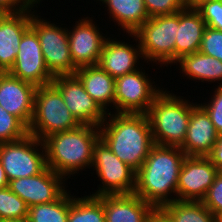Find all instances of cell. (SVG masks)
Returning <instances> with one entry per match:
<instances>
[{"instance_id":"cell-1","label":"cell","mask_w":222,"mask_h":222,"mask_svg":"<svg viewBox=\"0 0 222 222\" xmlns=\"http://www.w3.org/2000/svg\"><path fill=\"white\" fill-rule=\"evenodd\" d=\"M186 154L180 147L154 145L135 176L134 193L162 209L177 200V183Z\"/></svg>"},{"instance_id":"cell-2","label":"cell","mask_w":222,"mask_h":222,"mask_svg":"<svg viewBox=\"0 0 222 222\" xmlns=\"http://www.w3.org/2000/svg\"><path fill=\"white\" fill-rule=\"evenodd\" d=\"M99 131L110 150L135 172L155 145L147 114L107 113Z\"/></svg>"},{"instance_id":"cell-3","label":"cell","mask_w":222,"mask_h":222,"mask_svg":"<svg viewBox=\"0 0 222 222\" xmlns=\"http://www.w3.org/2000/svg\"><path fill=\"white\" fill-rule=\"evenodd\" d=\"M99 139V127L88 124L50 134L42 140L46 166L66 180L87 168L90 170L94 146Z\"/></svg>"},{"instance_id":"cell-4","label":"cell","mask_w":222,"mask_h":222,"mask_svg":"<svg viewBox=\"0 0 222 222\" xmlns=\"http://www.w3.org/2000/svg\"><path fill=\"white\" fill-rule=\"evenodd\" d=\"M164 89L150 105L147 117L154 144L181 147L185 140L191 109L197 103ZM171 92V93H170Z\"/></svg>"},{"instance_id":"cell-5","label":"cell","mask_w":222,"mask_h":222,"mask_svg":"<svg viewBox=\"0 0 222 222\" xmlns=\"http://www.w3.org/2000/svg\"><path fill=\"white\" fill-rule=\"evenodd\" d=\"M179 26V12L155 16L144 22L134 33L144 63L163 68L175 62V41ZM154 63V64H153ZM160 65V66H158ZM165 65V66H164Z\"/></svg>"},{"instance_id":"cell-6","label":"cell","mask_w":222,"mask_h":222,"mask_svg":"<svg viewBox=\"0 0 222 222\" xmlns=\"http://www.w3.org/2000/svg\"><path fill=\"white\" fill-rule=\"evenodd\" d=\"M81 125L67 108L59 90L52 84L36 88L34 112L28 133L43 140L50 134Z\"/></svg>"},{"instance_id":"cell-7","label":"cell","mask_w":222,"mask_h":222,"mask_svg":"<svg viewBox=\"0 0 222 222\" xmlns=\"http://www.w3.org/2000/svg\"><path fill=\"white\" fill-rule=\"evenodd\" d=\"M37 10L31 8V28L39 38L49 73L53 77L74 75L77 68L70 54L67 26L61 27L64 25L62 22L53 23L51 20L48 21L49 19L46 20V17L40 16L41 12L37 13Z\"/></svg>"},{"instance_id":"cell-8","label":"cell","mask_w":222,"mask_h":222,"mask_svg":"<svg viewBox=\"0 0 222 222\" xmlns=\"http://www.w3.org/2000/svg\"><path fill=\"white\" fill-rule=\"evenodd\" d=\"M92 171H95L97 190L90 192L91 196L132 194L135 190L136 172L122 162L100 138L95 146L92 161ZM92 193V194H91Z\"/></svg>"},{"instance_id":"cell-9","label":"cell","mask_w":222,"mask_h":222,"mask_svg":"<svg viewBox=\"0 0 222 222\" xmlns=\"http://www.w3.org/2000/svg\"><path fill=\"white\" fill-rule=\"evenodd\" d=\"M0 161L9 181L38 175L47 167L43 141L27 134L22 139L0 143Z\"/></svg>"},{"instance_id":"cell-10","label":"cell","mask_w":222,"mask_h":222,"mask_svg":"<svg viewBox=\"0 0 222 222\" xmlns=\"http://www.w3.org/2000/svg\"><path fill=\"white\" fill-rule=\"evenodd\" d=\"M145 71L141 66L135 72L115 78L112 113L146 114L148 112L155 97L164 87L157 85V80L155 82V79Z\"/></svg>"},{"instance_id":"cell-11","label":"cell","mask_w":222,"mask_h":222,"mask_svg":"<svg viewBox=\"0 0 222 222\" xmlns=\"http://www.w3.org/2000/svg\"><path fill=\"white\" fill-rule=\"evenodd\" d=\"M81 18L75 21L72 29L69 26L70 30L67 28L70 54L77 69L97 65L103 45L109 37L102 32L103 28H99L94 16Z\"/></svg>"},{"instance_id":"cell-12","label":"cell","mask_w":222,"mask_h":222,"mask_svg":"<svg viewBox=\"0 0 222 222\" xmlns=\"http://www.w3.org/2000/svg\"><path fill=\"white\" fill-rule=\"evenodd\" d=\"M8 73L36 87L48 85L54 79L46 66L39 38L31 27L23 34L16 60Z\"/></svg>"},{"instance_id":"cell-13","label":"cell","mask_w":222,"mask_h":222,"mask_svg":"<svg viewBox=\"0 0 222 222\" xmlns=\"http://www.w3.org/2000/svg\"><path fill=\"white\" fill-rule=\"evenodd\" d=\"M60 92L71 114L80 124L99 127L107 113L85 91L75 75L56 76L51 82Z\"/></svg>"},{"instance_id":"cell-14","label":"cell","mask_w":222,"mask_h":222,"mask_svg":"<svg viewBox=\"0 0 222 222\" xmlns=\"http://www.w3.org/2000/svg\"><path fill=\"white\" fill-rule=\"evenodd\" d=\"M219 170L209 157L186 156L177 183V200L202 201Z\"/></svg>"},{"instance_id":"cell-15","label":"cell","mask_w":222,"mask_h":222,"mask_svg":"<svg viewBox=\"0 0 222 222\" xmlns=\"http://www.w3.org/2000/svg\"><path fill=\"white\" fill-rule=\"evenodd\" d=\"M66 181L63 176L46 167L38 175L9 181L8 188L31 207L56 201L69 187Z\"/></svg>"},{"instance_id":"cell-16","label":"cell","mask_w":222,"mask_h":222,"mask_svg":"<svg viewBox=\"0 0 222 222\" xmlns=\"http://www.w3.org/2000/svg\"><path fill=\"white\" fill-rule=\"evenodd\" d=\"M125 35L133 39V41H130L131 44L130 42L128 43V40L126 42L120 40V38L117 39V37L113 38L115 36L114 34L109 35L103 45L97 64L114 79L124 74L135 72L140 69L141 66H145L142 62L144 58L136 37L133 34ZM134 41L137 44H132ZM140 61L141 63H139Z\"/></svg>"},{"instance_id":"cell-17","label":"cell","mask_w":222,"mask_h":222,"mask_svg":"<svg viewBox=\"0 0 222 222\" xmlns=\"http://www.w3.org/2000/svg\"><path fill=\"white\" fill-rule=\"evenodd\" d=\"M36 88L8 72H0V106L27 128L33 117Z\"/></svg>"},{"instance_id":"cell-18","label":"cell","mask_w":222,"mask_h":222,"mask_svg":"<svg viewBox=\"0 0 222 222\" xmlns=\"http://www.w3.org/2000/svg\"><path fill=\"white\" fill-rule=\"evenodd\" d=\"M199 102L191 109L185 140L180 149L186 156L208 157L216 144L218 133L209 114Z\"/></svg>"},{"instance_id":"cell-19","label":"cell","mask_w":222,"mask_h":222,"mask_svg":"<svg viewBox=\"0 0 222 222\" xmlns=\"http://www.w3.org/2000/svg\"><path fill=\"white\" fill-rule=\"evenodd\" d=\"M31 27V7L0 14V72H8L17 57L23 34Z\"/></svg>"},{"instance_id":"cell-20","label":"cell","mask_w":222,"mask_h":222,"mask_svg":"<svg viewBox=\"0 0 222 222\" xmlns=\"http://www.w3.org/2000/svg\"><path fill=\"white\" fill-rule=\"evenodd\" d=\"M96 197L103 204L105 222H150L156 210L135 193Z\"/></svg>"},{"instance_id":"cell-21","label":"cell","mask_w":222,"mask_h":222,"mask_svg":"<svg viewBox=\"0 0 222 222\" xmlns=\"http://www.w3.org/2000/svg\"><path fill=\"white\" fill-rule=\"evenodd\" d=\"M206 23L200 13L186 6L179 11V26L175 41V61L181 56L199 52Z\"/></svg>"},{"instance_id":"cell-22","label":"cell","mask_w":222,"mask_h":222,"mask_svg":"<svg viewBox=\"0 0 222 222\" xmlns=\"http://www.w3.org/2000/svg\"><path fill=\"white\" fill-rule=\"evenodd\" d=\"M95 1V0H94ZM107 11L109 21H113L117 31L133 34L150 17L146 11L144 0H96ZM120 27V28H119ZM122 29V30H121ZM121 30V31H120Z\"/></svg>"},{"instance_id":"cell-23","label":"cell","mask_w":222,"mask_h":222,"mask_svg":"<svg viewBox=\"0 0 222 222\" xmlns=\"http://www.w3.org/2000/svg\"><path fill=\"white\" fill-rule=\"evenodd\" d=\"M173 65L180 70V77H187L193 82L218 83L214 87H222V61L201 52L181 56ZM180 68V69H179ZM182 72V73H181ZM196 80V81H195Z\"/></svg>"},{"instance_id":"cell-24","label":"cell","mask_w":222,"mask_h":222,"mask_svg":"<svg viewBox=\"0 0 222 222\" xmlns=\"http://www.w3.org/2000/svg\"><path fill=\"white\" fill-rule=\"evenodd\" d=\"M74 75L106 113L114 110L115 79L112 76L98 65L80 67Z\"/></svg>"},{"instance_id":"cell-25","label":"cell","mask_w":222,"mask_h":222,"mask_svg":"<svg viewBox=\"0 0 222 222\" xmlns=\"http://www.w3.org/2000/svg\"><path fill=\"white\" fill-rule=\"evenodd\" d=\"M71 193L67 222H105L103 204L96 196Z\"/></svg>"},{"instance_id":"cell-26","label":"cell","mask_w":222,"mask_h":222,"mask_svg":"<svg viewBox=\"0 0 222 222\" xmlns=\"http://www.w3.org/2000/svg\"><path fill=\"white\" fill-rule=\"evenodd\" d=\"M175 222H218L201 201H173L162 208Z\"/></svg>"},{"instance_id":"cell-27","label":"cell","mask_w":222,"mask_h":222,"mask_svg":"<svg viewBox=\"0 0 222 222\" xmlns=\"http://www.w3.org/2000/svg\"><path fill=\"white\" fill-rule=\"evenodd\" d=\"M70 191L67 189L56 201L28 207L29 222H67L70 207Z\"/></svg>"},{"instance_id":"cell-28","label":"cell","mask_w":222,"mask_h":222,"mask_svg":"<svg viewBox=\"0 0 222 222\" xmlns=\"http://www.w3.org/2000/svg\"><path fill=\"white\" fill-rule=\"evenodd\" d=\"M28 206L8 187L0 189V222L27 218Z\"/></svg>"},{"instance_id":"cell-29","label":"cell","mask_w":222,"mask_h":222,"mask_svg":"<svg viewBox=\"0 0 222 222\" xmlns=\"http://www.w3.org/2000/svg\"><path fill=\"white\" fill-rule=\"evenodd\" d=\"M28 128L14 115L0 106V143L13 142L24 138Z\"/></svg>"},{"instance_id":"cell-30","label":"cell","mask_w":222,"mask_h":222,"mask_svg":"<svg viewBox=\"0 0 222 222\" xmlns=\"http://www.w3.org/2000/svg\"><path fill=\"white\" fill-rule=\"evenodd\" d=\"M150 18L175 14L187 6V0H144Z\"/></svg>"},{"instance_id":"cell-31","label":"cell","mask_w":222,"mask_h":222,"mask_svg":"<svg viewBox=\"0 0 222 222\" xmlns=\"http://www.w3.org/2000/svg\"><path fill=\"white\" fill-rule=\"evenodd\" d=\"M195 9L202 16L206 26L222 31V0L201 2Z\"/></svg>"},{"instance_id":"cell-32","label":"cell","mask_w":222,"mask_h":222,"mask_svg":"<svg viewBox=\"0 0 222 222\" xmlns=\"http://www.w3.org/2000/svg\"><path fill=\"white\" fill-rule=\"evenodd\" d=\"M199 52L222 61V31L206 26Z\"/></svg>"},{"instance_id":"cell-33","label":"cell","mask_w":222,"mask_h":222,"mask_svg":"<svg viewBox=\"0 0 222 222\" xmlns=\"http://www.w3.org/2000/svg\"><path fill=\"white\" fill-rule=\"evenodd\" d=\"M211 90V98L207 102L199 103L209 114L212 123L214 124L215 130L218 135L222 134V87H215ZM213 91V92H212Z\"/></svg>"},{"instance_id":"cell-34","label":"cell","mask_w":222,"mask_h":222,"mask_svg":"<svg viewBox=\"0 0 222 222\" xmlns=\"http://www.w3.org/2000/svg\"><path fill=\"white\" fill-rule=\"evenodd\" d=\"M216 218L222 215V172L216 176L214 183L208 189L201 201Z\"/></svg>"},{"instance_id":"cell-35","label":"cell","mask_w":222,"mask_h":222,"mask_svg":"<svg viewBox=\"0 0 222 222\" xmlns=\"http://www.w3.org/2000/svg\"><path fill=\"white\" fill-rule=\"evenodd\" d=\"M28 8V0H0V14L18 13Z\"/></svg>"},{"instance_id":"cell-36","label":"cell","mask_w":222,"mask_h":222,"mask_svg":"<svg viewBox=\"0 0 222 222\" xmlns=\"http://www.w3.org/2000/svg\"><path fill=\"white\" fill-rule=\"evenodd\" d=\"M208 157L211 159L215 167L222 172V134L218 135L216 144Z\"/></svg>"},{"instance_id":"cell-37","label":"cell","mask_w":222,"mask_h":222,"mask_svg":"<svg viewBox=\"0 0 222 222\" xmlns=\"http://www.w3.org/2000/svg\"><path fill=\"white\" fill-rule=\"evenodd\" d=\"M150 222H175L163 209H156Z\"/></svg>"},{"instance_id":"cell-38","label":"cell","mask_w":222,"mask_h":222,"mask_svg":"<svg viewBox=\"0 0 222 222\" xmlns=\"http://www.w3.org/2000/svg\"><path fill=\"white\" fill-rule=\"evenodd\" d=\"M9 180L0 161V189L8 187Z\"/></svg>"},{"instance_id":"cell-39","label":"cell","mask_w":222,"mask_h":222,"mask_svg":"<svg viewBox=\"0 0 222 222\" xmlns=\"http://www.w3.org/2000/svg\"><path fill=\"white\" fill-rule=\"evenodd\" d=\"M211 0H187V6L196 8L201 2H206Z\"/></svg>"},{"instance_id":"cell-40","label":"cell","mask_w":222,"mask_h":222,"mask_svg":"<svg viewBox=\"0 0 222 222\" xmlns=\"http://www.w3.org/2000/svg\"><path fill=\"white\" fill-rule=\"evenodd\" d=\"M43 0H28V3H29V7H31L32 9L34 8V10L36 8H38L39 4L42 2ZM38 4V6H37ZM36 6V8H35Z\"/></svg>"},{"instance_id":"cell-41","label":"cell","mask_w":222,"mask_h":222,"mask_svg":"<svg viewBox=\"0 0 222 222\" xmlns=\"http://www.w3.org/2000/svg\"><path fill=\"white\" fill-rule=\"evenodd\" d=\"M1 222H29V221L27 218H23V219L6 220V221H1Z\"/></svg>"},{"instance_id":"cell-42","label":"cell","mask_w":222,"mask_h":222,"mask_svg":"<svg viewBox=\"0 0 222 222\" xmlns=\"http://www.w3.org/2000/svg\"><path fill=\"white\" fill-rule=\"evenodd\" d=\"M218 222H222V215L218 218Z\"/></svg>"}]
</instances>
